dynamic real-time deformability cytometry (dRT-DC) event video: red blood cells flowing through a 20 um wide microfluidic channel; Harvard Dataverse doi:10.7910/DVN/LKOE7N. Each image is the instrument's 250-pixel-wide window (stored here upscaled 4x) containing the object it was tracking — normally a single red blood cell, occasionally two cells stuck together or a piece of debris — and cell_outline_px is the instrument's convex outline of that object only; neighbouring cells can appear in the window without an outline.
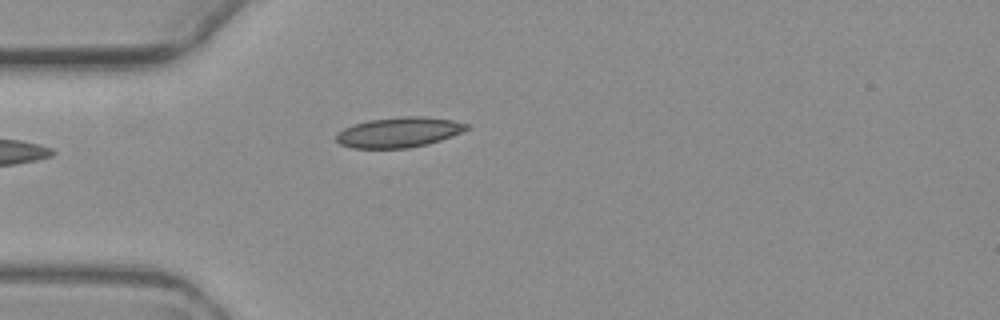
{"species": "common noctule bat (a hibernating species)", "species_latin": "Nyctalus noctula", "temperature_condition": "warm", "stored_images_in_passage": 4, "camera_frame_rate_fps": 3000, "um_per_image_px": 0.085, "animal": {"sex": "female", "body_mass_g": 19.3, "forearm_length_mm": 54.1}, "frame": {"image": 1, "passage_image": 3, "time_ms": 3.333, "image_size_px": [1000, 320], "cell_outline_px": [[468, 128], [452, 136], [428, 144], [408, 148], [352, 148], [340, 144], [336, 140], [336, 136], [344, 128], [352, 124], [368, 120], [400, 116], [424, 116], [452, 120], [468, 124]], "centroid_in_image_um": [33.89, 11.24], "position_along_channel_um": 51.1, "area_um2": 22.89}}